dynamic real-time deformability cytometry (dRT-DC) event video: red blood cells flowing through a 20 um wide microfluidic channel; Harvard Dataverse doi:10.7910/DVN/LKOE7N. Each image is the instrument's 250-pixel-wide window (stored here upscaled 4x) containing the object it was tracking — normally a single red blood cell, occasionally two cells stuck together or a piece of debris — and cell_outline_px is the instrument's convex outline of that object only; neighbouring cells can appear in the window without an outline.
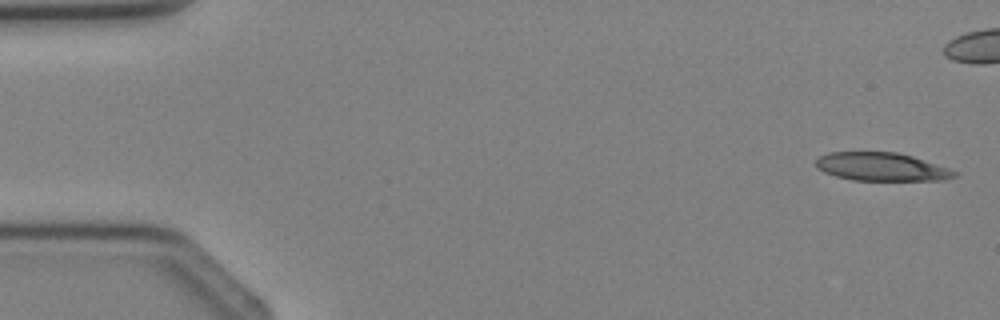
{"species": "Egyptian fruit bat (a non-hibernating species)", "species_latin": "Rousettus aegyptiacus", "temperature_condition": "cold", "stored_images_in_passage": 5, "camera_frame_rate_fps": 3000, "um_per_image_px": 0.085, "animal": {"sex": "female"}, "frame": {"image": 1, "passage_image": 1, "time_ms": 0.0, "image_size_px": [1000, 320], "cell_outline_px": [[960, 176], [944, 180], [852, 180], [836, 176], [824, 172], [816, 168], [816, 160], [820, 156], [828, 152], [896, 152], [912, 156], [960, 172]], "centroid_in_image_um": [74.96, 14.18], "position_along_channel_um": 10.0, "area_um2": 22.89}}
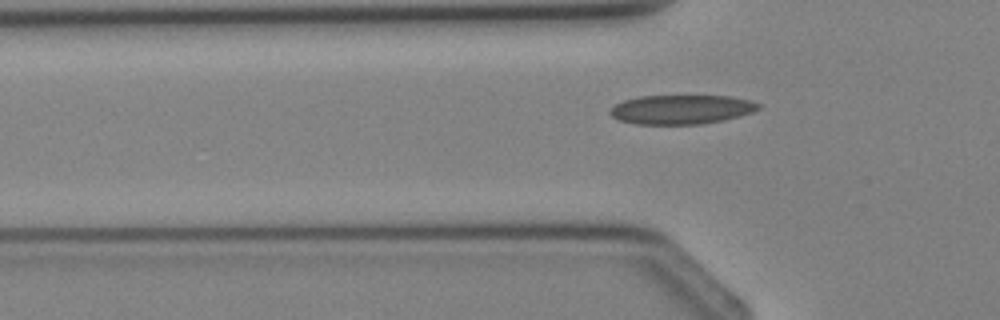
{"frame": {"image": 2, "passage_image": 5, "time_ms": 4.667, "image_size_px": [1000, 320], "cell_outline_px": [[760, 108], [752, 112], [740, 116], [724, 120], [704, 124], [636, 124], [620, 120], [612, 116], [608, 112], [616, 104], [624, 100], [640, 96], [728, 96], [752, 100], [760, 104]], "centroid_in_image_um": [57.94, 9.3], "position_along_channel_um": 67.9, "area_um2": 25.26}}